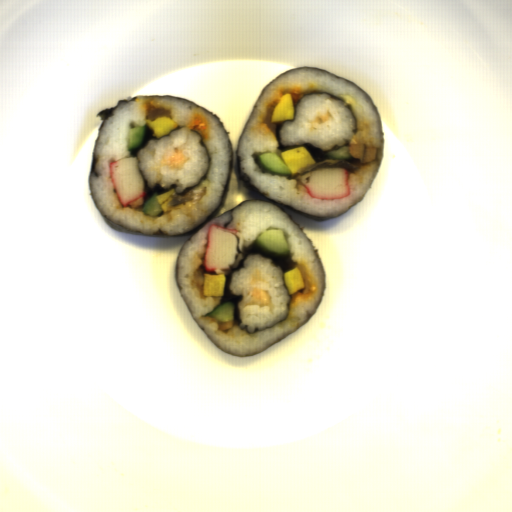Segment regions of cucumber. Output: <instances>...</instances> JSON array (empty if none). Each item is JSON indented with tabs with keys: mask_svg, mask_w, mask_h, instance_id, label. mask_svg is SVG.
<instances>
[{
	"mask_svg": "<svg viewBox=\"0 0 512 512\" xmlns=\"http://www.w3.org/2000/svg\"><path fill=\"white\" fill-rule=\"evenodd\" d=\"M254 245L259 251L272 258L290 255L289 243L282 228H270L264 231L256 237Z\"/></svg>",
	"mask_w": 512,
	"mask_h": 512,
	"instance_id": "cucumber-1",
	"label": "cucumber"
},
{
	"mask_svg": "<svg viewBox=\"0 0 512 512\" xmlns=\"http://www.w3.org/2000/svg\"><path fill=\"white\" fill-rule=\"evenodd\" d=\"M145 139V125L128 129L127 149L132 150L142 144Z\"/></svg>",
	"mask_w": 512,
	"mask_h": 512,
	"instance_id": "cucumber-4",
	"label": "cucumber"
},
{
	"mask_svg": "<svg viewBox=\"0 0 512 512\" xmlns=\"http://www.w3.org/2000/svg\"><path fill=\"white\" fill-rule=\"evenodd\" d=\"M254 161L263 172H270L271 174H278L284 177H291L292 175L289 167L276 152L263 153L261 156H256Z\"/></svg>",
	"mask_w": 512,
	"mask_h": 512,
	"instance_id": "cucumber-2",
	"label": "cucumber"
},
{
	"mask_svg": "<svg viewBox=\"0 0 512 512\" xmlns=\"http://www.w3.org/2000/svg\"><path fill=\"white\" fill-rule=\"evenodd\" d=\"M158 191L149 196L142 207V213L149 217H158L162 212L160 204L157 202Z\"/></svg>",
	"mask_w": 512,
	"mask_h": 512,
	"instance_id": "cucumber-5",
	"label": "cucumber"
},
{
	"mask_svg": "<svg viewBox=\"0 0 512 512\" xmlns=\"http://www.w3.org/2000/svg\"><path fill=\"white\" fill-rule=\"evenodd\" d=\"M326 157H330L333 160L338 159H349L352 158V154L349 152V145L343 146L340 149L330 150L324 154Z\"/></svg>",
	"mask_w": 512,
	"mask_h": 512,
	"instance_id": "cucumber-6",
	"label": "cucumber"
},
{
	"mask_svg": "<svg viewBox=\"0 0 512 512\" xmlns=\"http://www.w3.org/2000/svg\"><path fill=\"white\" fill-rule=\"evenodd\" d=\"M204 316H209L219 323L235 321V305L230 301L220 304L213 311Z\"/></svg>",
	"mask_w": 512,
	"mask_h": 512,
	"instance_id": "cucumber-3",
	"label": "cucumber"
}]
</instances>
